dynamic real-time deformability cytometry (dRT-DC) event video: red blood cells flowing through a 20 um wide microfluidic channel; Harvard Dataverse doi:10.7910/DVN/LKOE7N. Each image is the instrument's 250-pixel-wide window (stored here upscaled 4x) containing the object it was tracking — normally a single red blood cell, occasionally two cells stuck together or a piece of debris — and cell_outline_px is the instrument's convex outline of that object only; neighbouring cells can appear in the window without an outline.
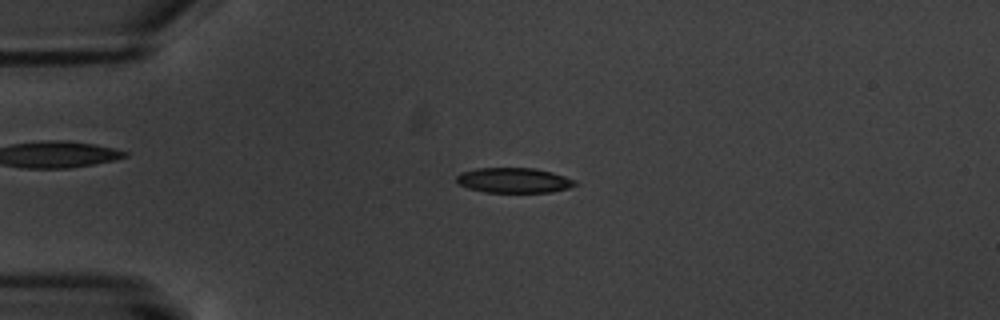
{"species": "common noctule bat (a hibernating species)", "species_latin": "Nyctalus noctula", "temperature_condition": "warm", "stored_images_in_passage": 3, "camera_frame_rate_fps": 3000, "um_per_image_px": 0.085, "animal": {"sex": "male", "body_mass_g": 20.1, "forearm_length_mm": 53.5}, "frame": {"image": 1, "passage_image": 3, "time_ms": 3.0, "image_size_px": [1000, 320], "cell_outline_px": [[576, 184], [568, 188], [552, 192], [484, 192], [468, 188], [460, 184], [456, 180], [456, 176], [460, 172], [476, 168], [536, 168], [552, 172], [576, 180]], "centroid_in_image_um": [43.66, 15.32], "position_along_channel_um": 41.3, "area_um2": 17.34}}